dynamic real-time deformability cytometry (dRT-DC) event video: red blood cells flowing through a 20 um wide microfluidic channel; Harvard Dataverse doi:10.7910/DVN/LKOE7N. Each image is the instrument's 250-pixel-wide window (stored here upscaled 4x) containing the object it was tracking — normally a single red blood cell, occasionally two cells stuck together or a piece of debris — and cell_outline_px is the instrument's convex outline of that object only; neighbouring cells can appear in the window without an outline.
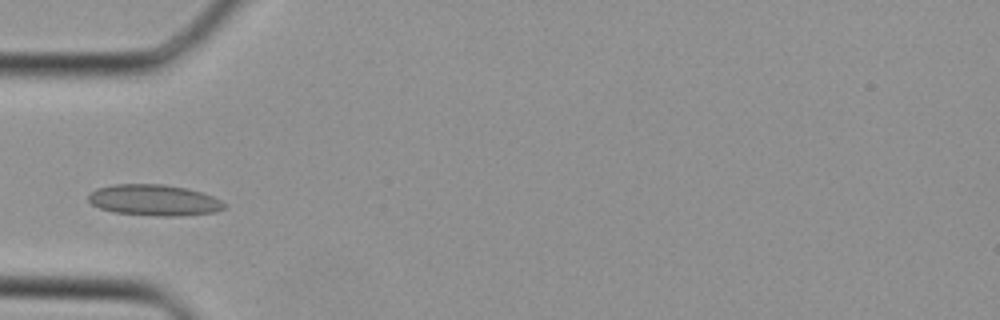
{"species": "Egyptian fruit bat (a non-hibernating species)", "species_latin": "Rousettus aegyptiacus", "temperature_condition": "cold", "stored_images_in_passage": 30, "camera_frame_rate_fps": 3000, "um_per_image_px": 0.085, "animal": {"sex": "female"}, "frame": {"image": 1, "passage_image": 8, "time_ms": 2.333, "image_size_px": [1000, 320], "cell_outline_px": [[224, 208], [216, 212], [180, 216], [156, 216], [112, 212], [100, 208], [92, 204], [88, 200], [88, 196], [96, 188], [112, 184], [164, 184], [188, 188], [212, 196], [220, 200], [224, 204]], "centroid_in_image_um": [13.08, 17.01], "position_along_channel_um": 71.9, "area_um2": 24.68}}
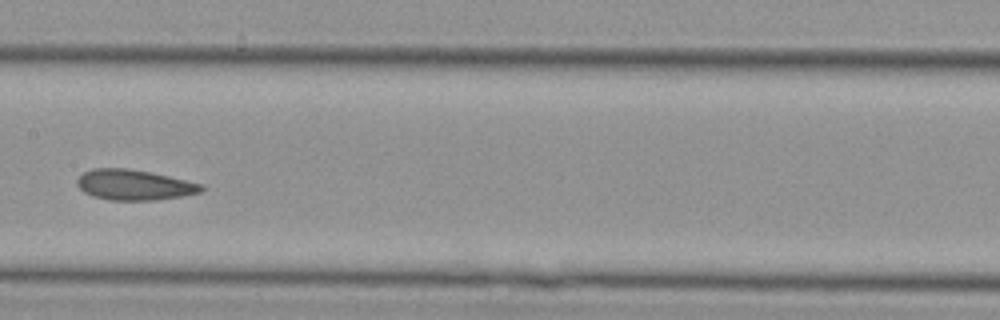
{"frame": {"image": 2, "passage_image": 15, "time_ms": 4.667, "image_size_px": [1000, 320], "cell_outline_px": [[204, 188], [200, 192], [180, 196], [156, 200], [112, 200], [92, 196], [84, 192], [76, 184], [76, 180], [84, 172], [92, 168], [128, 168], [152, 172], [204, 184]], "centroid_in_image_um": [11.4, 15.7], "position_along_channel_um": 196.0, "area_um2": 22.08}}
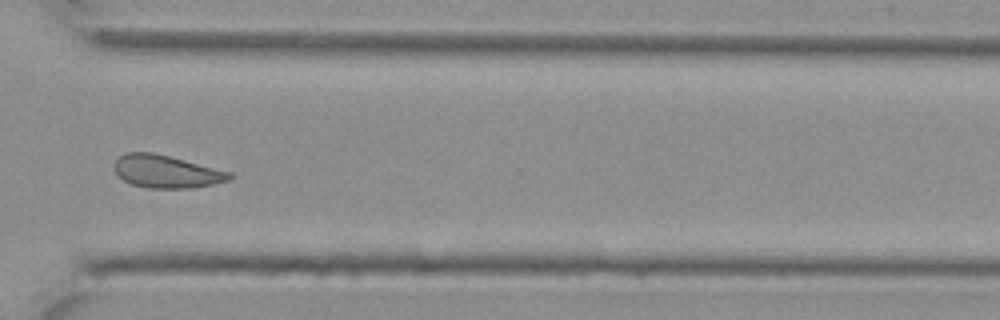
{"frame": {"image": 3, "passage_image": 24, "time_ms": 7.667, "image_size_px": [1000, 320], "cell_outline_px": [[236, 176], [232, 180], [192, 188], [148, 188], [132, 184], [124, 180], [116, 172], [116, 160], [120, 156], [128, 152], [152, 152], [232, 172]], "centroid_in_image_um": [14.21, 14.59], "position_along_channel_um": 356.4, "area_um2": 21.79}}